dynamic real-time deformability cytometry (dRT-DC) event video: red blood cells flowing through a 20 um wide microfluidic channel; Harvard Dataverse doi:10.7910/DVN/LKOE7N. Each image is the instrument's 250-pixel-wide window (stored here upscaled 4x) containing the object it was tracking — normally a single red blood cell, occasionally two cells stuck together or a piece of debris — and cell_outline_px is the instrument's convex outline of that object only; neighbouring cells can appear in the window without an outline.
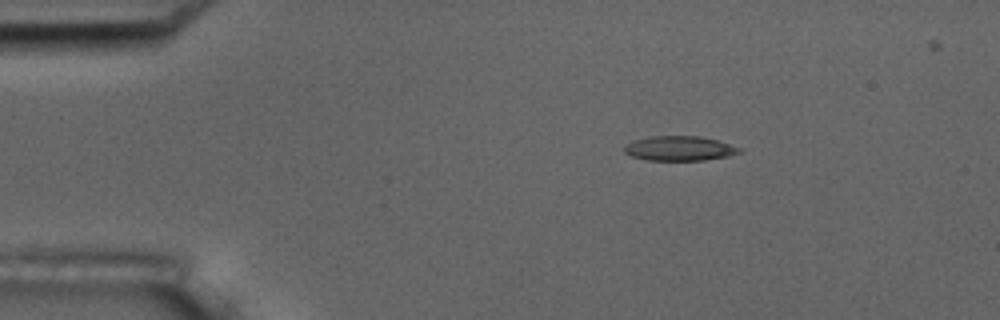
{"species": "common noctule bat (a hibernating species)", "species_latin": "Nyctalus noctula", "temperature_condition": "room temperature", "stored_images_in_passage": 3, "camera_frame_rate_fps": 3000, "um_per_image_px": 0.085, "animal": {"sex": "male", "body_mass_g": 17.5, "forearm_length_mm": 52.3}, "frame": {"image": 1, "passage_image": 1, "time_ms": 0.0, "image_size_px": [1000, 320], "cell_outline_px": [[744, 152], [728, 156], [704, 160], [648, 160], [632, 156], [624, 152], [624, 148], [632, 140], [648, 136], [700, 136], [716, 140], [744, 148]], "centroid_in_image_um": [57.8, 12.61], "position_along_channel_um": 27.2, "area_um2": 16.65}}